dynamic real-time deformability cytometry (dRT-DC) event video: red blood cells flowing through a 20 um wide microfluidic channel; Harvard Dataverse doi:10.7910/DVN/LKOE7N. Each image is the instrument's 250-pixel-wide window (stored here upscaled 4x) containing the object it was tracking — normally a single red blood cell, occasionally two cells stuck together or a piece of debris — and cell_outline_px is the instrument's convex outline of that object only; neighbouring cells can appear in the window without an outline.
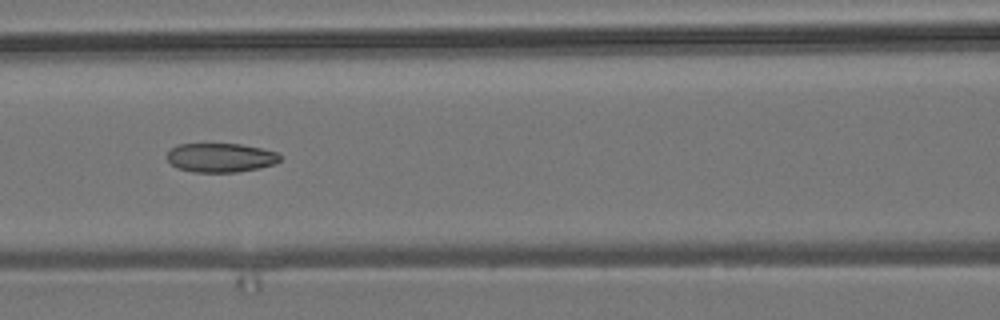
{"species": "common noctule bat (a hibernating species)", "species_latin": "Nyctalus noctula", "temperature_condition": "room temperature", "stored_images_in_passage": 7, "camera_frame_rate_fps": 3000, "um_per_image_px": 0.085, "animal": {"sex": "male", "body_mass_g": 19.2, "forearm_length_mm": 51.8}, "frame": {"image": 1, "passage_image": 7, "time_ms": 2.0, "image_size_px": [1000, 320], "cell_outline_px": [[280, 160], [276, 164], [260, 168], [236, 172], [192, 172], [176, 168], [168, 160], [168, 152], [172, 148], [180, 144], [240, 144], [280, 152]], "centroid_in_image_um": [18.79, 13.41], "position_along_channel_um": 147.8, "area_um2": 19.19}}